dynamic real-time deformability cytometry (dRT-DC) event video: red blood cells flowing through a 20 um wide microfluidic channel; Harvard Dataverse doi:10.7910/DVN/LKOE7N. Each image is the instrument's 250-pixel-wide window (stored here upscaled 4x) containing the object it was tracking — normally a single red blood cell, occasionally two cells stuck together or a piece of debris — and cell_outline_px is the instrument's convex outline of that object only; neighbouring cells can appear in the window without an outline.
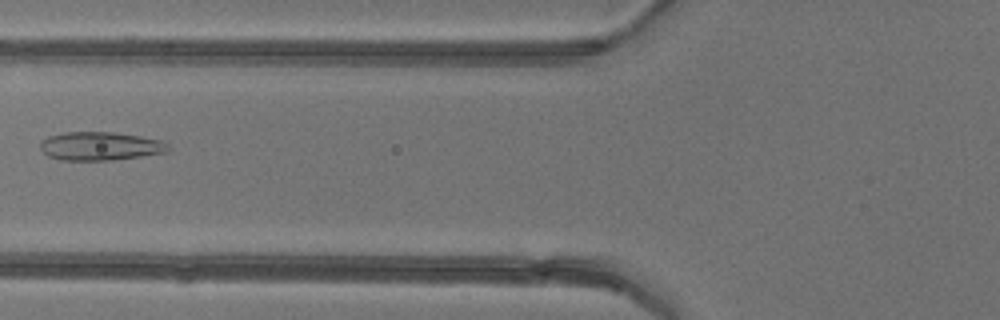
{"species": "common noctule bat (a hibernating species)", "species_latin": "Nyctalus noctula", "temperature_condition": "warm", "stored_images_in_passage": 6, "camera_frame_rate_fps": 3000, "um_per_image_px": 0.085, "animal": {"sex": "female"}, "frame": {"image": 1, "passage_image": 6, "time_ms": 6.0, "image_size_px": [1000, 320], "cell_outline_px": [[168, 152], [112, 160], [60, 160], [48, 156], [40, 148], [40, 140], [48, 136], [64, 132], [112, 132], [140, 136], [160, 140], [168, 144]], "centroid_in_image_um": [8.48, 12.42], "position_along_channel_um": 117.3, "area_um2": 21.21}}